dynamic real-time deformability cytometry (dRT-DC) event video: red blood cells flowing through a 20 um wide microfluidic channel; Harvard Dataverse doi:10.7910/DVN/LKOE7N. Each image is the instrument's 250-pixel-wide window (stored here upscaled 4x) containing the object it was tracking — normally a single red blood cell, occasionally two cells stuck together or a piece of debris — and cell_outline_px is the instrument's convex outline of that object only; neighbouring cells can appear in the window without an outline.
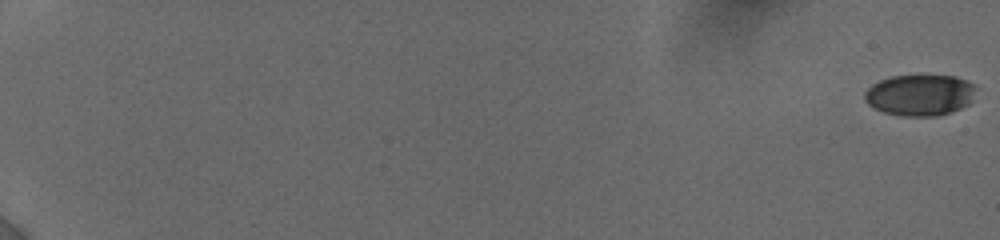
{"species": "human", "species_latin": "Homo sapiens", "temperature_condition": "cold", "stored_images_in_passage": 17, "camera_frame_rate_fps": 3000, "um_per_image_px": 0.085, "donor": {"sex": "female"}, "frame": {"image": 1, "passage_image": 1, "time_ms": 0.0, "image_size_px": [1000, 240], "cell_outline_px": [[976, 84], [972, 100], [968, 104], [960, 108], [936, 116], [900, 116], [884, 112], [868, 104], [864, 100], [864, 92], [872, 84], [880, 80], [892, 76], [956, 76], [968, 80]], "centroid_in_image_um": [78.19, 8.07], "position_along_channel_um": 6.8, "area_um2": 26.7}}
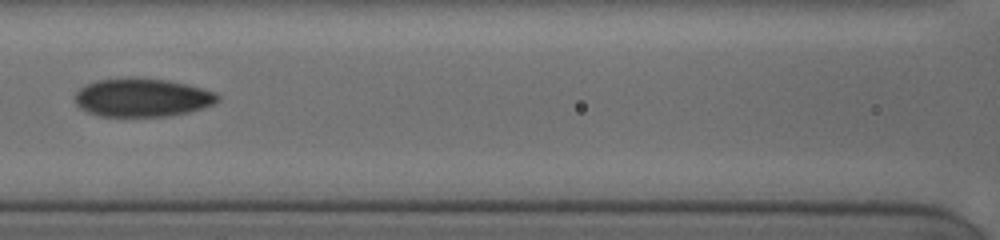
{"frame": {"image": 2, "passage_image": 15, "time_ms": 10.0, "image_size_px": [1000, 240], "cell_outline_px": [[220, 100], [212, 104], [188, 112], [168, 116], [100, 116], [88, 112], [80, 108], [76, 104], [76, 92], [80, 88], [96, 80], [128, 76], [132, 76], [168, 80], [188, 84], [216, 92], [220, 96]], "centroid_in_image_um": [12.09, 8.27], "position_along_channel_um": 154.5, "area_um2": 32.19}}
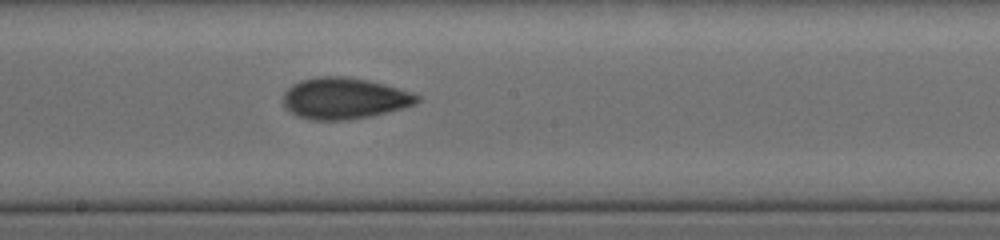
{"frame": {"image": 3, "passage_image": 17, "time_ms": 11.667, "image_size_px": [1000, 240], "cell_outline_px": [[420, 100], [416, 104], [404, 108], [372, 116], [348, 120], [308, 120], [296, 116], [284, 108], [284, 92], [292, 84], [300, 80], [316, 76], [344, 76], [368, 80], [384, 84], [412, 92], [420, 96]], "centroid_in_image_um": [29.26, 8.37], "position_along_channel_um": 218.9, "area_um2": 32.66}}